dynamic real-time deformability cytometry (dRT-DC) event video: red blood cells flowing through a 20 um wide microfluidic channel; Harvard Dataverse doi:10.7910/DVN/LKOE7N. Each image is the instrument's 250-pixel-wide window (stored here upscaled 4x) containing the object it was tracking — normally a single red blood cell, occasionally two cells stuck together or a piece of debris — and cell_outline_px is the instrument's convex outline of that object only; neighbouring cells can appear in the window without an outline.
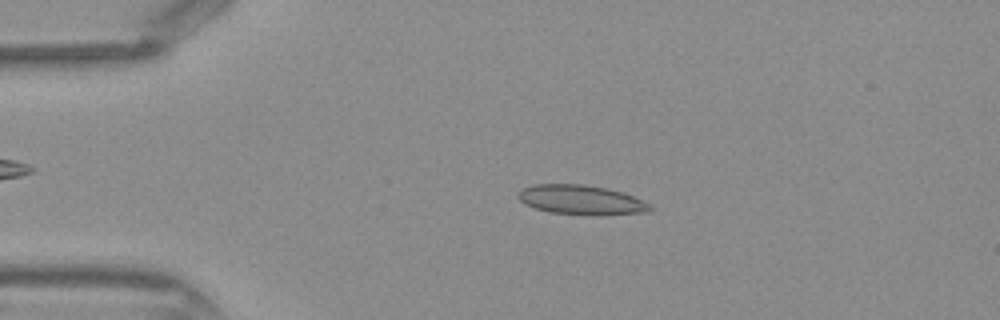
{"species": "Egyptian fruit bat (a non-hibernating species)", "species_latin": "Rousettus aegyptiacus", "temperature_condition": "warm", "stored_images_in_passage": 41, "camera_frame_rate_fps": 3000, "um_per_image_px": 0.085, "frame": {"image": 1, "passage_image": 7, "time_ms": 2.0, "image_size_px": [1000, 320], "cell_outline_px": [[652, 208], [648, 212], [596, 216], [592, 216], [548, 212], [524, 204], [520, 200], [520, 192], [524, 188], [532, 184], [584, 184], [608, 188], [624, 192], [648, 204]], "centroid_in_image_um": [49.41, 17.0], "position_along_channel_um": 35.6, "area_um2": 22.77}}
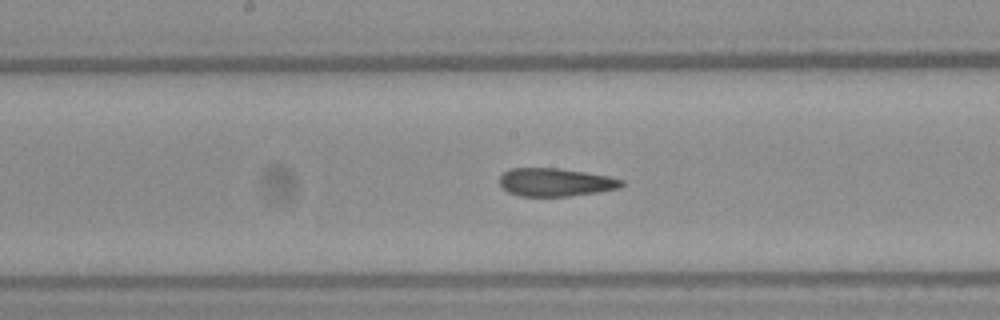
{"frame": {"image": 2, "passage_image": 20, "time_ms": 6.333, "image_size_px": [1000, 320], "cell_outline_px": [[624, 184], [620, 188], [596, 192], [568, 196], [520, 196], [508, 192], [500, 184], [500, 176], [504, 172], [512, 168], [556, 168], [584, 172], [608, 176], [624, 180]], "centroid_in_image_um": [47.22, 15.49], "position_along_channel_um": 201.0, "area_um2": 19.83}}
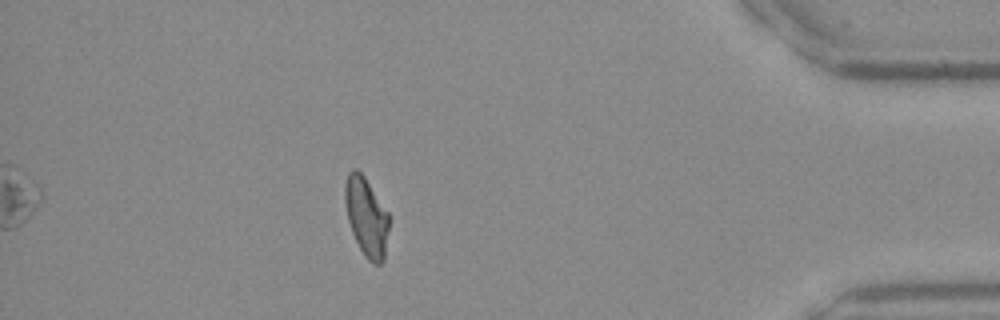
{"frame": {"image": 3, "passage_image": 36, "time_ms": 11.667, "image_size_px": [1000, 320], "cell_outline_px": [[388, 228], [384, 260], [380, 264], [372, 264], [364, 256], [352, 232], [348, 220], [344, 200], [344, 184], [348, 172], [352, 168], [356, 168], [364, 176], [388, 212]], "centroid_in_image_um": [31.12, 18.41], "position_along_channel_um": 404.1, "area_um2": 20.17}}